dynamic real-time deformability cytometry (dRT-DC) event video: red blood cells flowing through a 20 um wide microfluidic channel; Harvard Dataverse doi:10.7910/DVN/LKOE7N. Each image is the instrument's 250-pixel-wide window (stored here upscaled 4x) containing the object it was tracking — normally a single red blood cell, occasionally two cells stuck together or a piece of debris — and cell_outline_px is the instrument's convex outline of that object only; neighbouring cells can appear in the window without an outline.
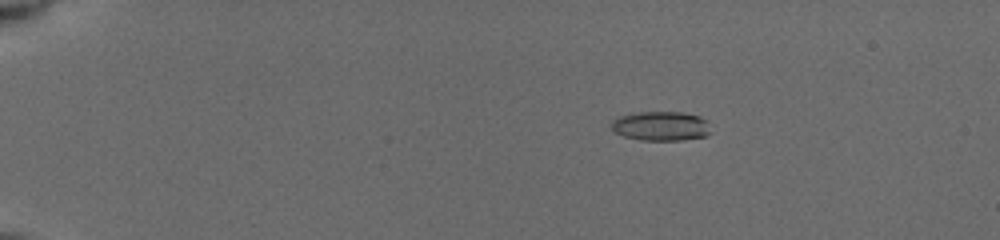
{"species": "common noctule bat (a hibernating species)", "species_latin": "Nyctalus noctula", "temperature_condition": "cold", "stored_images_in_passage": 34, "camera_frame_rate_fps": 3000, "um_per_image_px": 0.085, "animal": {"sex": "female", "body_mass_g": 19.5, "forearm_length_mm": 54.1}, "frame": {"image": 1, "passage_image": 5, "time_ms": 3.333, "image_size_px": [1000, 240], "cell_outline_px": [[712, 132], [704, 136], [680, 140], [640, 140], [624, 136], [616, 132], [612, 128], [612, 120], [620, 116], [636, 112], [684, 112], [700, 116], [708, 120]], "centroid_in_image_um": [56.23, 10.7], "position_along_channel_um": 28.8, "area_um2": 17.11}}
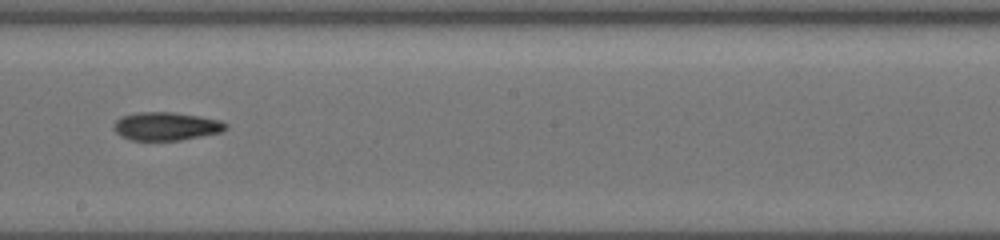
{"frame": {"image": 2, "passage_image": 17, "time_ms": 11.0, "image_size_px": [1000, 240], "cell_outline_px": [[228, 128], [224, 132], [180, 140], [132, 140], [120, 136], [112, 128], [116, 120], [120, 116], [136, 112], [172, 112], [200, 116], [220, 120], [228, 124]], "centroid_in_image_um": [14.13, 10.73], "position_along_channel_um": 234.1, "area_um2": 18.67}}
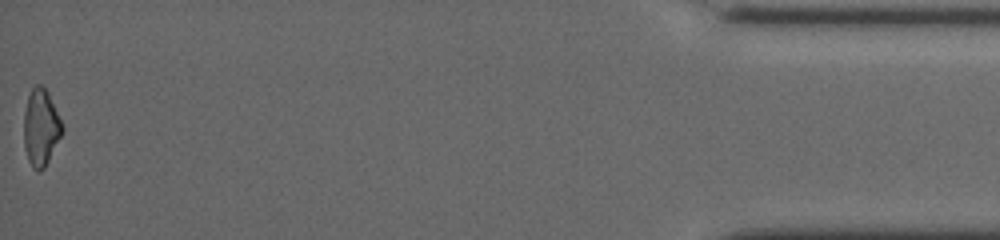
{"frame": {"image": 3, "passage_image": 34, "time_ms": 18.0, "image_size_px": [1000, 240], "cell_outline_px": [[64, 132], [44, 168], [40, 172], [36, 172], [32, 168], [28, 160], [24, 148], [24, 112], [28, 96], [32, 88], [36, 84], [40, 84], [48, 92], [64, 124]], "centroid_in_image_um": [3.49, 10.86], "position_along_channel_um": 431.7, "area_um2": 17.51}}